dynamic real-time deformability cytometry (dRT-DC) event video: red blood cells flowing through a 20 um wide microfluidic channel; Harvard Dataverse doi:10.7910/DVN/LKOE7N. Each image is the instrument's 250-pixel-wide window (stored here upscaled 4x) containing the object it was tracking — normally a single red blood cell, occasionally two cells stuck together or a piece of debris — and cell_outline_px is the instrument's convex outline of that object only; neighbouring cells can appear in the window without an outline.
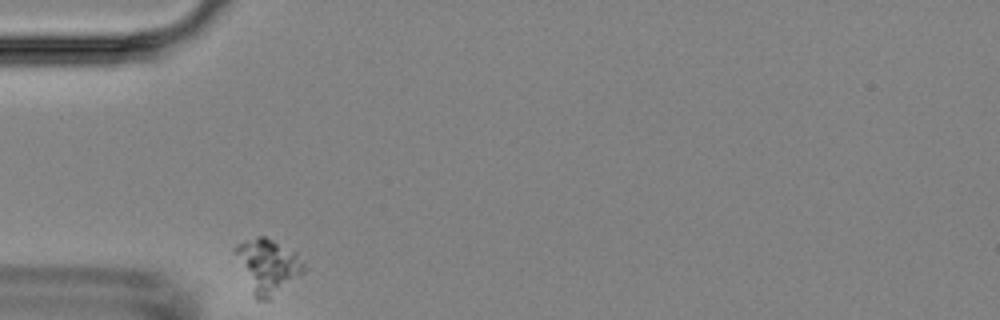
{"species": "Egyptian fruit bat (a non-hibernating species)", "species_latin": "Rousettus aegyptiacus", "temperature_condition": "room temperature", "stored_images_in_passage": 32, "camera_frame_rate_fps": 3000, "um_per_image_px": 0.085, "animal": {"sex": "female"}, "frame": {"image": 1, "passage_image": 1, "time_ms": 0.0, "image_size_px": [1000, 320], "cell_outline_px": [[308, 268], [300, 276], [268, 300], [256, 300], [232, 252], [232, 248], [236, 244], [256, 236], [264, 236], [296, 252]], "centroid_in_image_um": [22.74, 22.6], "position_along_channel_um": 62.3, "area_um2": 21.79}}
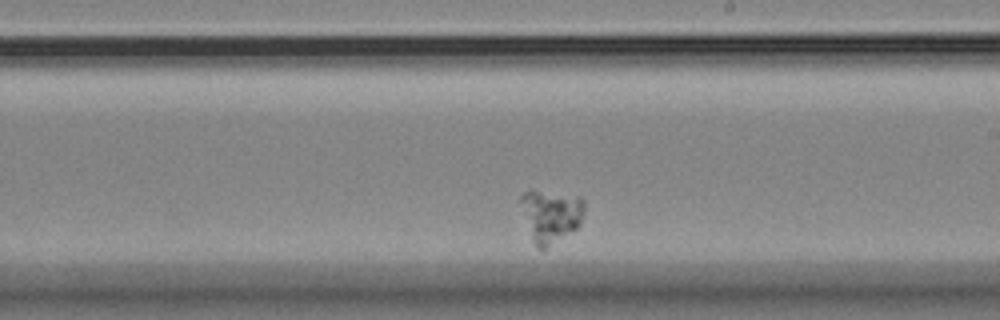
{"frame": {"image": 2, "passage_image": 19, "time_ms": 6.0, "image_size_px": [1000, 320], "cell_outline_px": [[584, 212], [580, 224], [576, 228], [544, 252], [536, 248], [532, 240], [520, 200], [520, 196], [524, 192], [532, 188], [580, 196], [584, 200]], "centroid_in_image_um": [46.83, 18.33], "position_along_channel_um": 242.2, "area_um2": 20.0}}
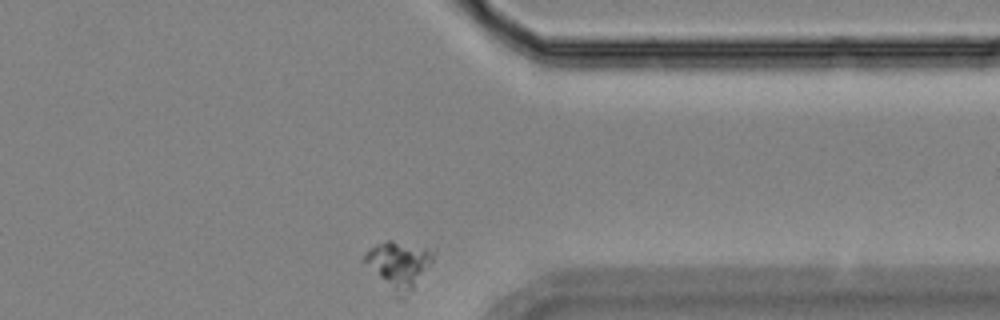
{"frame": {"image": 3, "passage_image": 32, "time_ms": 10.333, "image_size_px": [1000, 320], "cell_outline_px": [[436, 252], [432, 260], [404, 300], [396, 300], [392, 296], [364, 260], [364, 252], [376, 244], [388, 240], [392, 240], [436, 248]], "centroid_in_image_um": [33.9, 22.53], "position_along_channel_um": 377.5, "area_um2": 19.25}}